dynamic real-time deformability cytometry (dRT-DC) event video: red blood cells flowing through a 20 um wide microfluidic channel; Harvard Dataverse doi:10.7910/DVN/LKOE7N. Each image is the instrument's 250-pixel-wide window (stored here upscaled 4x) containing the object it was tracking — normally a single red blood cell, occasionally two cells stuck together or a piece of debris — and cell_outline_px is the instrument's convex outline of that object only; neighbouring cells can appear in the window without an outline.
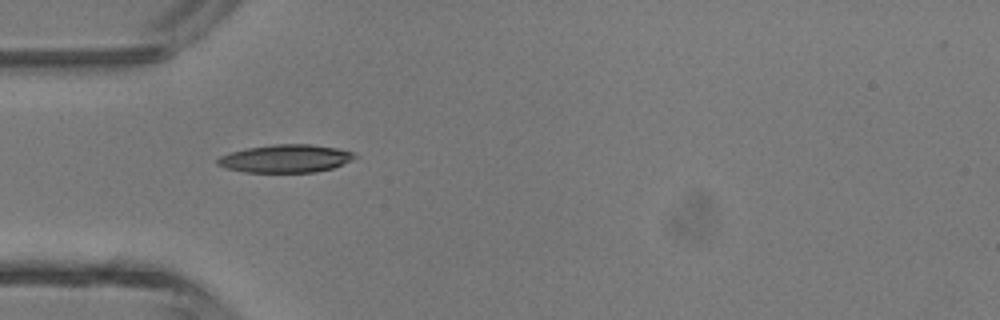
{"species": "common noctule bat (a hibernating species)", "species_latin": "Nyctalus noctula", "temperature_condition": "room temperature", "stored_images_in_passage": 3, "camera_frame_rate_fps": 3000, "um_per_image_px": 0.085, "animal": {"sex": "male", "body_mass_g": 13.3}, "frame": {"image": 1, "passage_image": 2, "time_ms": 1.0, "image_size_px": [1000, 320], "cell_outline_px": [[360, 156], [352, 160], [332, 168], [316, 172], [244, 172], [224, 168], [216, 164], [216, 160], [220, 156], [232, 152], [248, 148], [272, 144], [308, 144], [336, 148], [352, 152]], "centroid_in_image_um": [24.27, 13.48], "position_along_channel_um": 60.7, "area_um2": 22.31}}
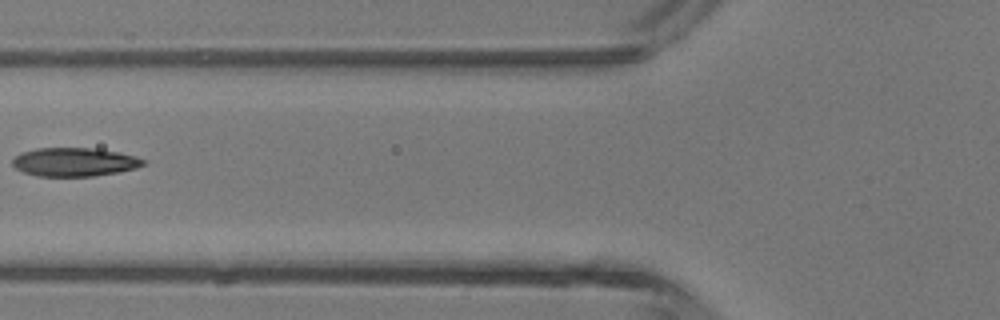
{"frame": {"image": 2, "passage_image": 3, "time_ms": 2.333, "image_size_px": [1000, 320], "cell_outline_px": [[144, 164], [136, 168], [116, 172], [92, 176], [40, 176], [24, 172], [16, 168], [12, 164], [12, 160], [20, 152], [36, 148], [96, 148], [136, 156], [144, 160]], "centroid_in_image_um": [6.29, 13.76], "position_along_channel_um": 119.5, "area_um2": 21.62}}